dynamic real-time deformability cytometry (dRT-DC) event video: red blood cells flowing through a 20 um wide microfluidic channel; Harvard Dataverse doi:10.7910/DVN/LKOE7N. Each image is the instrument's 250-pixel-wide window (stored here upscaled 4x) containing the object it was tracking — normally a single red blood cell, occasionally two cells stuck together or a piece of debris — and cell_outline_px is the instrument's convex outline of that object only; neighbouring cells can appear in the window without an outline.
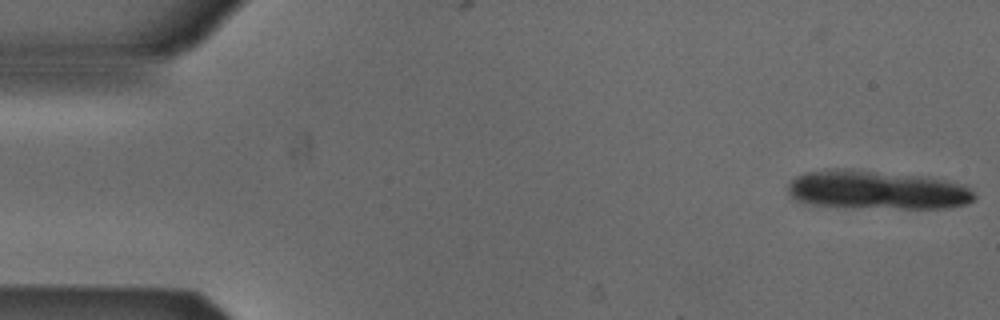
{"species": "Egyptian fruit bat (a non-hibernating species)", "species_latin": "Rousettus aegyptiacus", "temperature_condition": "cold", "stored_images_in_passage": 2, "camera_frame_rate_fps": 3000, "um_per_image_px": 0.085, "animal": {"sex": "male"}, "frame": {"image": 1, "passage_image": 2, "time_ms": 0.333, "image_size_px": [1000, 320], "cell_outline_px": [[976, 196], [968, 204], [952, 208], [836, 208], [812, 204], [792, 200], [788, 196], [788, 184], [796, 176], [808, 172], [824, 168], [848, 168], [924, 176], [964, 184]], "centroid_in_image_um": [74.48, 16.15], "position_along_channel_um": 10.5, "area_um2": 43.12}}